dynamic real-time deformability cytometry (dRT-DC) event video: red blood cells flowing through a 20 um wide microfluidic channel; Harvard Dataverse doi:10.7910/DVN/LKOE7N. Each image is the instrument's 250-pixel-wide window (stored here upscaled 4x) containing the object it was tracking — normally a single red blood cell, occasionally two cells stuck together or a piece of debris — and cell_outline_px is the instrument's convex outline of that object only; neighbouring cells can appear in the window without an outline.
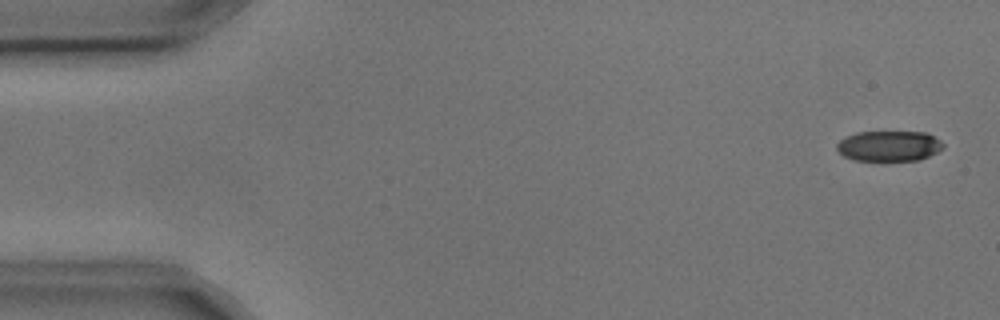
{"species": "common noctule bat (a hibernating species)", "species_latin": "Nyctalus noctula", "temperature_condition": "cold", "stored_images_in_passage": 7, "camera_frame_rate_fps": 3000, "um_per_image_px": 0.085, "animal": {"sex": "male", "body_mass_g": 17.9, "forearm_length_mm": 54.2}, "frame": {"image": 1, "passage_image": 1, "time_ms": 0.0, "image_size_px": [1000, 320], "cell_outline_px": [[944, 148], [920, 160], [856, 160], [844, 156], [836, 148], [836, 144], [840, 140], [856, 132], [928, 132], [940, 140], [944, 144]], "centroid_in_image_um": [75.59, 12.4], "position_along_channel_um": 9.4, "area_um2": 18.79}}
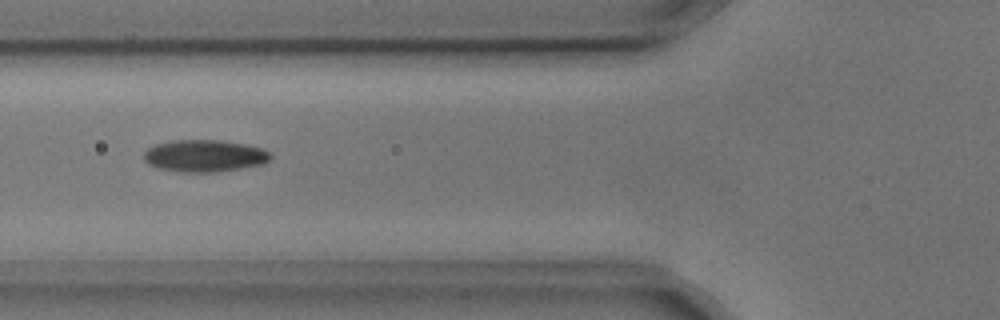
{"frame": {"image": 2, "passage_image": 6, "time_ms": 1.667, "image_size_px": [1000, 320], "cell_outline_px": [[272, 156], [264, 164], [240, 168], [212, 172], [180, 172], [160, 168], [148, 164], [144, 160], [144, 152], [148, 148], [156, 144], [176, 140], [216, 140], [244, 144], [260, 148], [268, 152]], "centroid_in_image_um": [17.36, 13.25], "position_along_channel_um": 108.4, "area_um2": 23.35}}
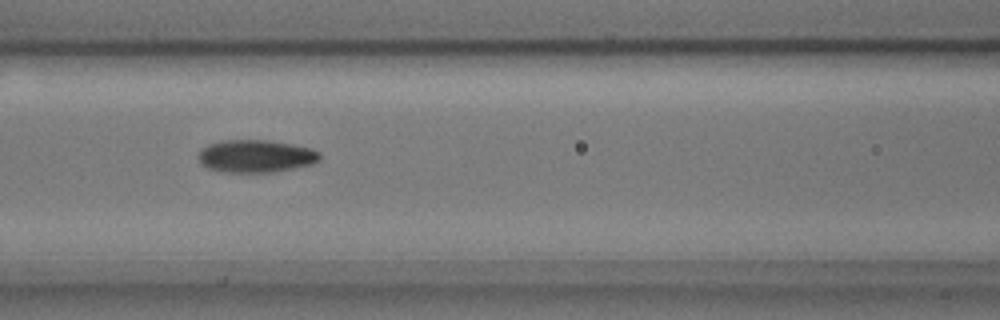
{"frame": {"image": 3, "passage_image": 7, "time_ms": 2.0, "image_size_px": [1000, 320], "cell_outline_px": [[320, 160], [312, 164], [272, 172], [224, 172], [208, 168], [196, 156], [208, 144], [224, 140], [268, 140], [292, 144], [312, 148], [320, 152]], "centroid_in_image_um": [21.77, 13.26], "position_along_channel_um": 144.8, "area_um2": 22.95}}